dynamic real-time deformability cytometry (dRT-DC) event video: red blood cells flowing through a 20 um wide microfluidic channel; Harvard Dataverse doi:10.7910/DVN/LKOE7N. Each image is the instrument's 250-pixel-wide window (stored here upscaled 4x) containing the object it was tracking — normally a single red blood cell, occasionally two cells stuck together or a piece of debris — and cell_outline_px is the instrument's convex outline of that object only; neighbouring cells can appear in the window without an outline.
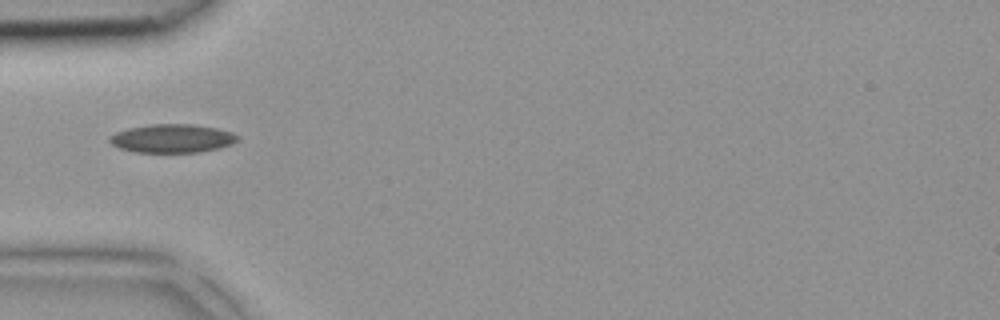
{"species": "common noctule bat (a hibernating species)", "species_latin": "Nyctalus noctula", "temperature_condition": "room temperature", "stored_images_in_passage": 2, "camera_frame_rate_fps": 3000, "um_per_image_px": 0.085, "animal": {"sex": "female", "body_mass_g": 18.4}, "frame": {"image": 1, "passage_image": 1, "time_ms": 0.0, "image_size_px": [1000, 320], "cell_outline_px": [[240, 136], [232, 144], [220, 148], [200, 152], [136, 152], [120, 148], [112, 144], [108, 140], [108, 136], [116, 132], [128, 128], [152, 124], [192, 124], [216, 128], [232, 132]], "centroid_in_image_um": [14.64, 11.76], "position_along_channel_um": 70.4, "area_um2": 21.27}}